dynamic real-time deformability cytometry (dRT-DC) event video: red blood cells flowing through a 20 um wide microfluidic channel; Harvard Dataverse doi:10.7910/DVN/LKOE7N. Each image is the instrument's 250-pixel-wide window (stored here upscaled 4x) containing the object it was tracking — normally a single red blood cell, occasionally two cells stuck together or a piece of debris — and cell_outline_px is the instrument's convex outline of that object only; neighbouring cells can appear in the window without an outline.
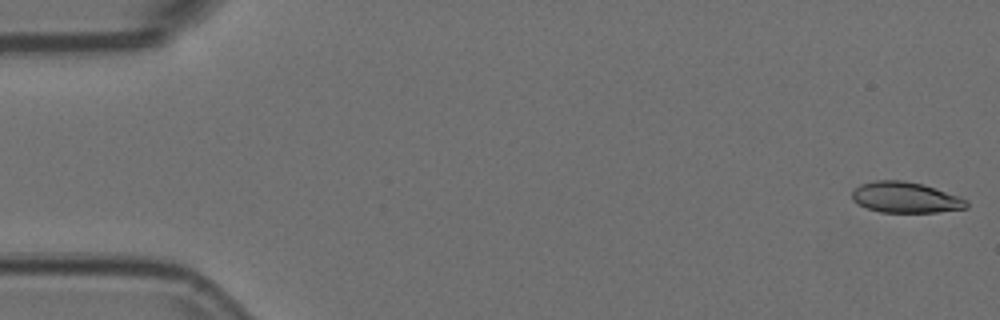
{"species": "Egyptian fruit bat (a non-hibernating species)", "species_latin": "Rousettus aegyptiacus", "temperature_condition": "room temperature", "stored_images_in_passage": 5, "segment_of_instrument_passage": [2, 2], "camera_frame_rate_fps": 3000, "um_per_image_px": 0.085, "animal": {"sex": "female"}, "frame": {"image": 1, "passage_image": 5, "time_ms": 1.333, "image_size_px": [1000, 320], "cell_outline_px": [[968, 208], [936, 212], [880, 212], [856, 204], [852, 200], [852, 192], [860, 184], [876, 180], [900, 180], [924, 184], [968, 200]], "centroid_in_image_um": [76.95, 16.78], "position_along_channel_um": 8.0, "area_um2": 20.52}}